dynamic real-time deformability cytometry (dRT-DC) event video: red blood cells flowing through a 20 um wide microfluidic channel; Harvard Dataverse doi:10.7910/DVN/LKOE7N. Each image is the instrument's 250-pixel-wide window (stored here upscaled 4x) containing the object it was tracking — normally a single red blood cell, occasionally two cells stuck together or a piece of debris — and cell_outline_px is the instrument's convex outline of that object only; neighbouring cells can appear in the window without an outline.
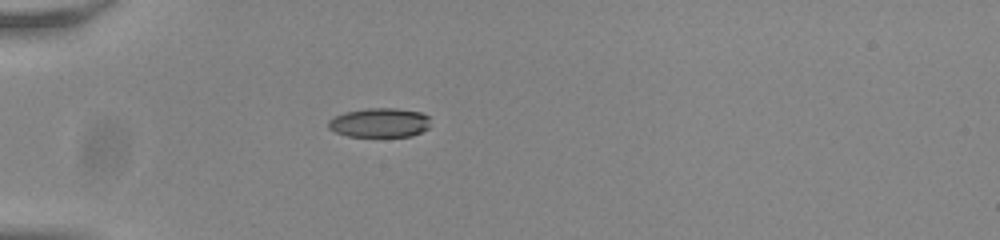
{"species": "common noctule bat (a hibernating species)", "species_latin": "Nyctalus noctula", "temperature_condition": "room temperature", "stored_images_in_passage": 39, "camera_frame_rate_fps": 3000, "um_per_image_px": 0.085, "animal": {"sex": "male", "body_mass_g": 20.0, "forearm_length_mm": 53.3}, "frame": {"image": 1, "passage_image": 1, "time_ms": 0.0, "image_size_px": [1000, 240], "cell_outline_px": [[428, 128], [412, 136], [348, 136], [336, 132], [328, 128], [328, 120], [344, 112], [368, 108], [396, 108], [420, 112], [428, 116]], "centroid_in_image_um": [32.24, 10.42], "position_along_channel_um": 52.8, "area_um2": 17.28}}
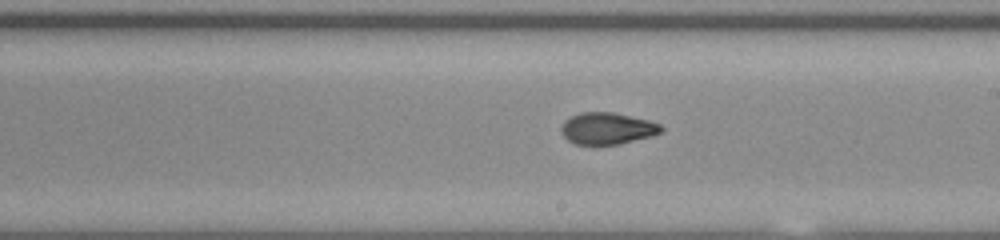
{"frame": {"image": 2, "passage_image": 17, "time_ms": 5.333, "image_size_px": [1000, 240], "cell_outline_px": [[664, 128], [660, 132], [652, 136], [620, 144], [576, 144], [568, 140], [560, 132], [560, 128], [564, 120], [580, 112], [612, 112], [648, 120], [660, 124]], "centroid_in_image_um": [51.6, 10.91], "position_along_channel_um": 237.4, "area_um2": 18.44}}
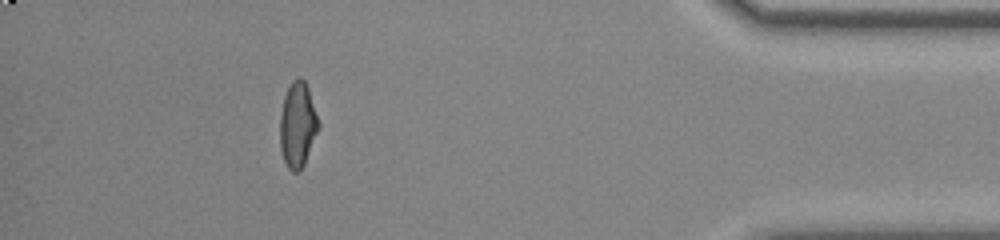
{"frame": {"image": 3, "passage_image": 34, "time_ms": 11.0, "image_size_px": [1000, 240], "cell_outline_px": [[320, 128], [304, 164], [296, 172], [292, 172], [288, 168], [284, 160], [280, 148], [280, 116], [284, 96], [292, 80], [300, 76], [304, 80], [308, 88], [320, 124]], "centroid_in_image_um": [25.3, 10.6], "position_along_channel_um": 409.9, "area_um2": 19.13}, "authors_computed_cell_mechanics": {"area_um2": 18.785, "velocity_mm_per_s": 3.8162, "shape_relaxation_time_tau1_ms": null, "shape_relaxation_time_tau2_ms": 1.6124, "deformation_change_tau1": null, "deformation_change_tau2": 0.0608}}